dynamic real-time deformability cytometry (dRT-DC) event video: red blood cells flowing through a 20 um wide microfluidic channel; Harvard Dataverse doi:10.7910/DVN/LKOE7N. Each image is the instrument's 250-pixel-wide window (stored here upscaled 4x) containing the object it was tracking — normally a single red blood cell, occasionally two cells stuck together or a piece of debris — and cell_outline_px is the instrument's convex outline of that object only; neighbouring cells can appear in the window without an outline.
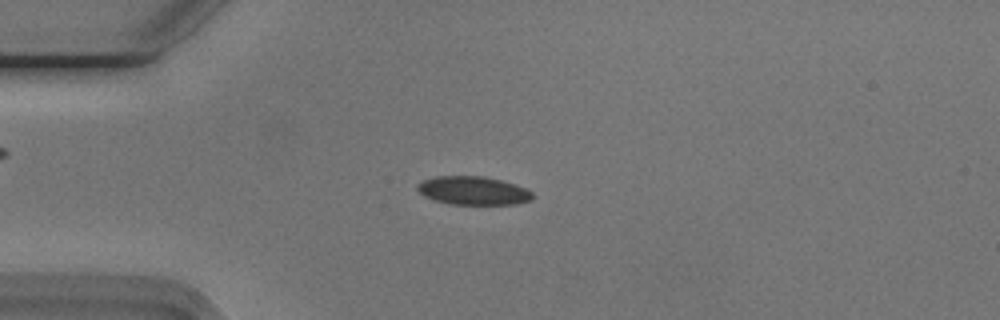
{"species": "Egyptian fruit bat (a non-hibernating species)", "species_latin": "Rousettus aegyptiacus", "temperature_condition": "cold", "stored_images_in_passage": 20, "camera_frame_rate_fps": 3000, "um_per_image_px": 0.085, "animal": {"sex": "male"}, "frame": {"image": 1, "passage_image": 13, "time_ms": 4.0, "image_size_px": [1000, 320], "cell_outline_px": [[536, 196], [532, 200], [516, 204], [448, 204], [432, 200], [424, 196], [416, 188], [416, 184], [420, 180], [436, 176], [484, 176], [500, 180], [524, 188], [532, 192]], "centroid_in_image_um": [40.17, 16.2], "position_along_channel_um": 44.8, "area_um2": 19.25}}